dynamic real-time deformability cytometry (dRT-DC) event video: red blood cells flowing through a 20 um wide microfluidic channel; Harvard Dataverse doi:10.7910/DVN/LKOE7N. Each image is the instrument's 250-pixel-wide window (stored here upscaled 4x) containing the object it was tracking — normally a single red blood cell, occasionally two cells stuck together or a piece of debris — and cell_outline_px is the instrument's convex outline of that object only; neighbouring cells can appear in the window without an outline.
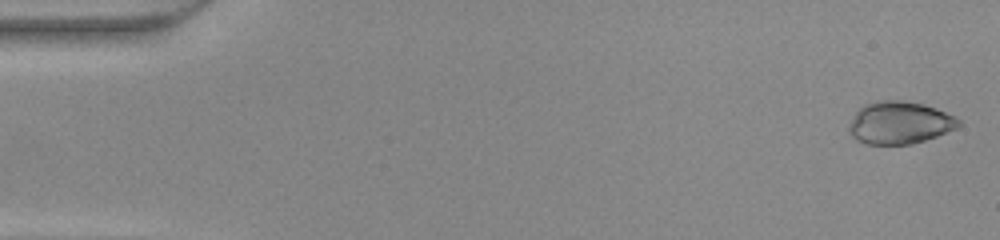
{"species": "common noctule bat (a hibernating species)", "species_latin": "Nyctalus noctula", "temperature_condition": "warm", "stored_images_in_passage": 47, "camera_frame_rate_fps": 3000, "um_per_image_px": 0.085, "animal": {"sex": "female", "body_mass_g": 22.0, "forearm_length_mm": 56.7}, "frame": {"image": 1, "passage_image": 1, "time_ms": 0.0, "image_size_px": [1000, 240], "cell_outline_px": [[960, 124], [956, 128], [936, 136], [912, 144], [864, 144], [856, 140], [848, 132], [848, 124], [856, 112], [864, 104], [876, 100], [904, 100], [924, 104], [936, 108], [960, 120]], "centroid_in_image_um": [76.41, 10.43], "position_along_channel_um": 8.6, "area_um2": 27.17}}
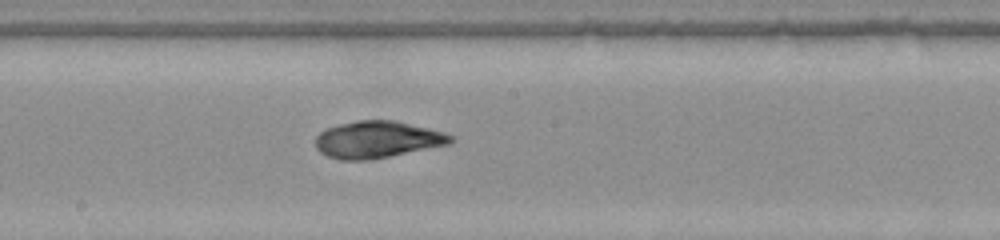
{"frame": {"image": 2, "passage_image": 26, "time_ms": 8.333, "image_size_px": [1000, 240], "cell_outline_px": [[456, 140], [448, 144], [368, 160], [340, 160], [328, 156], [320, 152], [316, 148], [316, 136], [320, 132], [328, 128], [340, 124], [356, 120], [396, 120], [444, 132], [452, 136]], "centroid_in_image_um": [32.06, 11.85], "position_along_channel_um": 216.1, "area_um2": 28.84}}
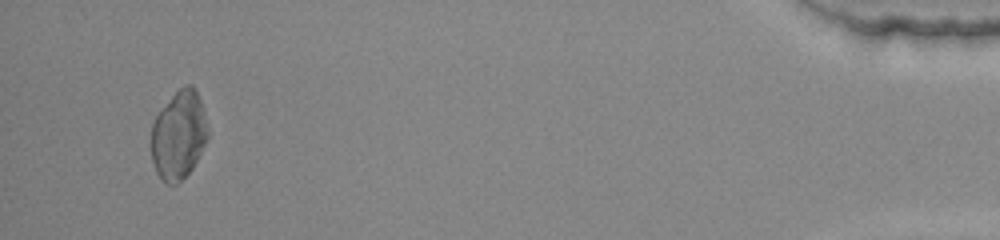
{"frame": {"image": 3, "passage_image": 46, "time_ms": 15.0, "image_size_px": [1000, 240], "cell_outline_px": [[208, 136], [192, 168], [176, 184], [164, 184], [156, 172], [152, 160], [152, 124], [160, 108], [184, 84], [192, 84], [196, 88], [204, 112], [208, 128]], "centroid_in_image_um": [15.18, 11.46], "position_along_channel_um": 420.0, "area_um2": 29.02}}